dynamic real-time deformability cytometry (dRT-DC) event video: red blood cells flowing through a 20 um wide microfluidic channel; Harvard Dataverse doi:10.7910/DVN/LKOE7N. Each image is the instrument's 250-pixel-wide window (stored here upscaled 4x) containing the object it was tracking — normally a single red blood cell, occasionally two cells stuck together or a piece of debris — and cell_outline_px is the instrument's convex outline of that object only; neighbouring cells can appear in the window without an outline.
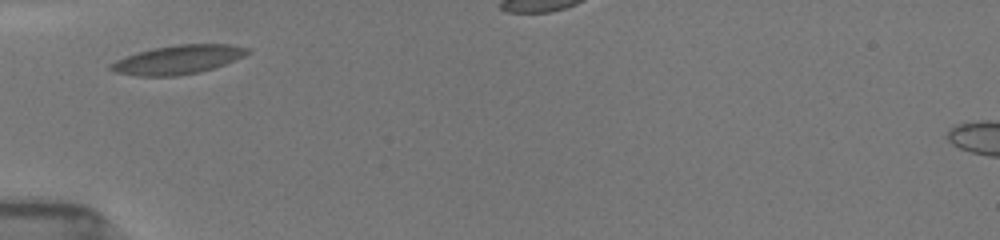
{"species": "common noctule bat (a hibernating species)", "species_latin": "Nyctalus noctula", "temperature_condition": "room temperature", "stored_images_in_passage": 2, "camera_frame_rate_fps": 3000, "um_per_image_px": 0.085, "animal": {"sex": "female", "body_mass_g": 19.5, "forearm_length_mm": 54.1}, "frame": {"image": 1, "passage_image": 1, "time_ms": 0.0, "image_size_px": [1000, 240], "cell_outline_px": [[252, 52], [236, 60], [200, 72], [176, 76], [136, 76], [116, 72], [108, 68], [108, 64], [116, 60], [136, 52], [152, 48], [176, 44], [228, 44], [248, 48]], "centroid_in_image_um": [15.11, 5.06], "position_along_channel_um": 69.9, "area_um2": 23.12}}